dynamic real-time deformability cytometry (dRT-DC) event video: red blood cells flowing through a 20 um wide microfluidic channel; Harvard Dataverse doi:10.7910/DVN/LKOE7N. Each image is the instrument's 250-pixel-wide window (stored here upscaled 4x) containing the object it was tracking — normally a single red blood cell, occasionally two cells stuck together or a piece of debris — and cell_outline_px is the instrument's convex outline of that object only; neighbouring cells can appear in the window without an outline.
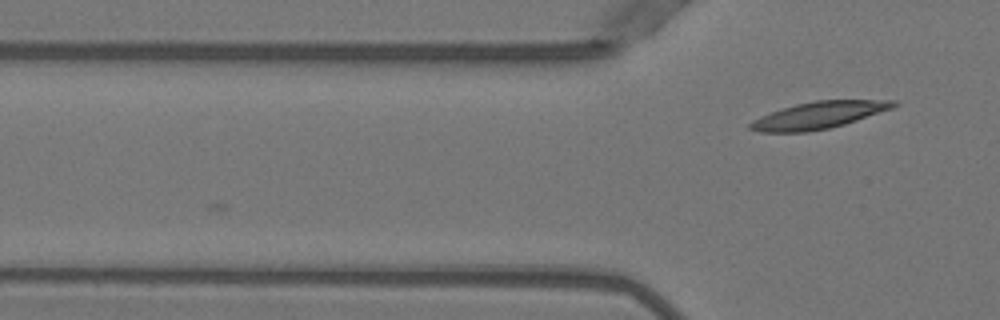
{"species": "Egyptian fruit bat (a non-hibernating species)", "species_latin": "Rousettus aegyptiacus", "temperature_condition": "warm", "stored_images_in_passage": 8, "camera_frame_rate_fps": 3000, "um_per_image_px": 0.085, "animal": {"sex": "female"}, "frame": {"image": 1, "passage_image": 8, "time_ms": 2.333, "image_size_px": [1000, 320], "cell_outline_px": [[900, 104], [892, 108], [844, 124], [828, 128], [808, 132], [760, 132], [748, 128], [748, 124], [752, 120], [760, 116], [796, 104], [816, 100], [896, 100]], "centroid_in_image_um": [69.58, 9.79], "position_along_channel_um": 56.2, "area_um2": 22.31}}